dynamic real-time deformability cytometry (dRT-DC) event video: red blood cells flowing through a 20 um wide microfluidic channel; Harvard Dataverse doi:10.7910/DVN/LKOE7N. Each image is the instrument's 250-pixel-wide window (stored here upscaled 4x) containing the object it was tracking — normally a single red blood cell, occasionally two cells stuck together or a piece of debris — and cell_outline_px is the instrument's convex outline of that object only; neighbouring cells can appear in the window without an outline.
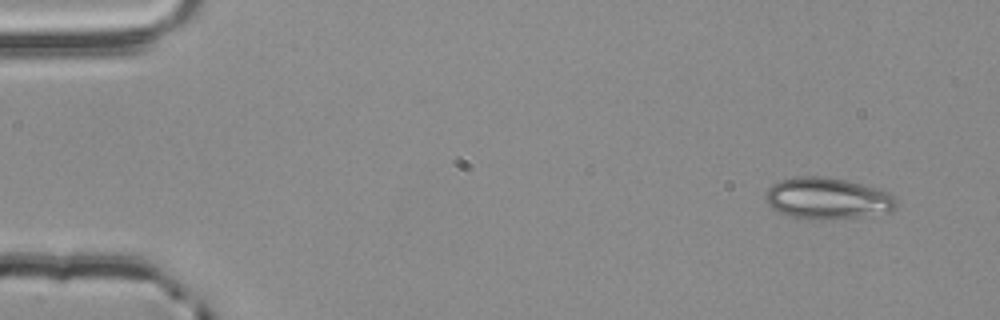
{"species": "common noctule bat (a hibernating species)", "species_latin": "Nyctalus noctula", "temperature_condition": "room temperature", "stored_images_in_passage": 4, "camera_frame_rate_fps": 3000, "um_per_image_px": 0.085, "animal": {"sex": "male", "body_mass_g": 20.4}, "frame": {"image": 1, "passage_image": 1, "time_ms": 0.0, "image_size_px": [1000, 320], "cell_outline_px": [[900, 204], [896, 208], [888, 212], [856, 216], [820, 220], [812, 220], [788, 216], [776, 212], [768, 204], [764, 196], [764, 192], [772, 184], [780, 180], [796, 176], [824, 176], [844, 180], [876, 188], [888, 192]], "centroid_in_image_um": [70.26, 16.86], "position_along_channel_um": 14.7, "area_um2": 31.67}}